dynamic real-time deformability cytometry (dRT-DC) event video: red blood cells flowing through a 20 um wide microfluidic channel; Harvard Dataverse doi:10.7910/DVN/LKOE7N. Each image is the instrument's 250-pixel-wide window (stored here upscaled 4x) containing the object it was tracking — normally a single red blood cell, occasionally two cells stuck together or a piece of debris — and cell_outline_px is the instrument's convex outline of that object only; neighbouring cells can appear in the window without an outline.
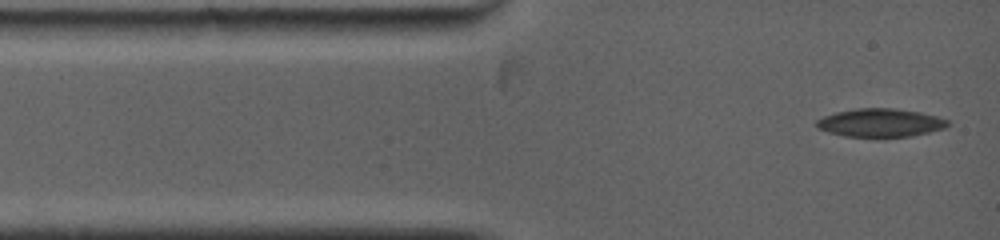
{"species": "common noctule bat (a hibernating species)", "species_latin": "Nyctalus noctula", "temperature_condition": "warm", "stored_images_in_passage": 75, "camera_frame_rate_fps": 5000, "um_per_image_px": 0.085, "animal": {"sex": "female", "body_mass_g": 19.0, "forearm_length_mm": 53.3}, "frame": {"image": 1, "passage_image": 1, "time_ms": 0.0, "image_size_px": [1000, 240], "cell_outline_px": [[948, 124], [944, 128], [912, 136], [876, 140], [844, 136], [828, 132], [816, 128], [816, 120], [824, 116], [836, 112], [856, 108], [896, 108], [920, 112], [936, 116], [948, 120]], "centroid_in_image_um": [74.79, 10.47], "position_along_channel_um": 10.2, "area_um2": 22.43}}
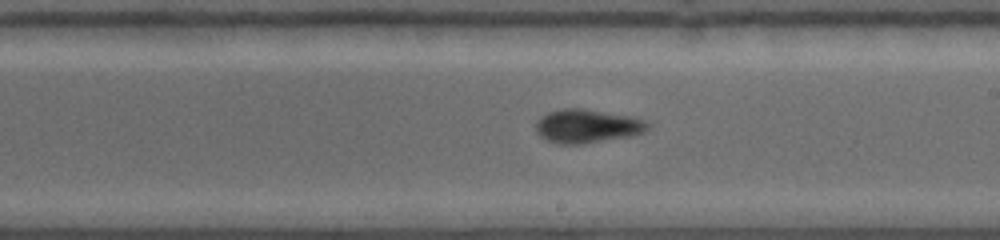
{"frame": {"image": 2, "passage_image": 34, "time_ms": 6.8, "image_size_px": [1000, 240], "cell_outline_px": [[652, 124], [644, 132], [632, 136], [584, 144], [556, 144], [540, 136], [536, 132], [536, 120], [540, 116], [548, 112], [560, 108], [584, 108], [628, 116], [644, 120]], "centroid_in_image_um": [49.89, 10.72], "position_along_channel_um": 239.1, "area_um2": 22.2}}
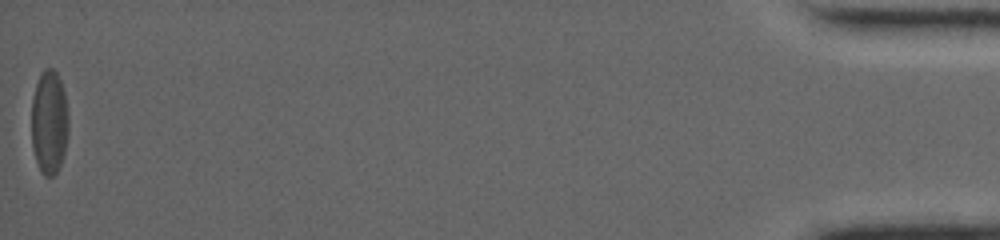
{"frame": {"image": 3, "passage_image": 75, "time_ms": 15.8, "image_size_px": [1000, 240], "cell_outline_px": [[68, 136], [64, 152], [60, 164], [56, 172], [52, 176], [44, 176], [40, 172], [32, 148], [32, 100], [36, 84], [40, 72], [44, 68], [52, 68], [56, 72], [60, 80], [64, 92], [68, 116]], "centroid_in_image_um": [4.18, 10.38], "position_along_channel_um": 431.0, "area_um2": 22.48}, "authors_computed_cell_mechanics": {"area_um2": 21.675, "velocity_mm_per_s": 3.9297, "shape_relaxation_time_tau1_ms": 4.4053, "shape_relaxation_time_tau2_ms": 2.1738, "deformation_change_tau1": 0.15, "deformation_change_tau2": 0.0712}}